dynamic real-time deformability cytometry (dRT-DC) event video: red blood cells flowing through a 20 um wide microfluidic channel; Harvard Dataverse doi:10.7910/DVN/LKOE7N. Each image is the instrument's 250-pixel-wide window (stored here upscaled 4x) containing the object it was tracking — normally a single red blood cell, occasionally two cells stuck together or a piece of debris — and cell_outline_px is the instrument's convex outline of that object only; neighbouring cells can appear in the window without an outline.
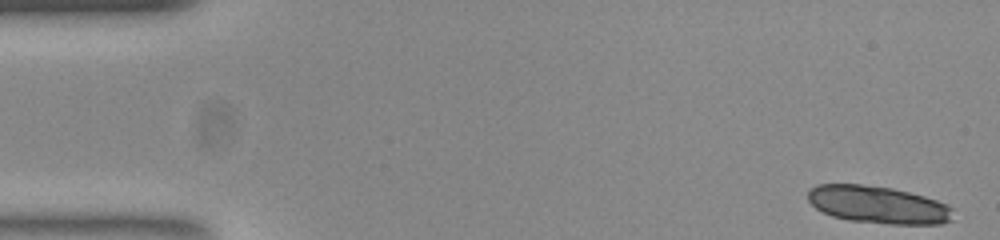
{"species": "common noctule bat (a hibernating species)", "species_latin": "Nyctalus noctula", "temperature_condition": "room temperature", "stored_images_in_passage": 53, "camera_frame_rate_fps": 3000, "um_per_image_px": 0.085, "animal": {"sex": "female", "body_mass_g": 23.0, "forearm_length_mm": 53.4}, "frame": {"image": 1, "passage_image": 1, "time_ms": 0.0, "image_size_px": [1000, 240], "cell_outline_px": [[952, 220], [940, 224], [892, 224], [848, 220], [832, 216], [816, 208], [808, 200], [808, 192], [816, 184], [860, 184], [892, 188], [924, 196], [948, 204], [952, 208]], "centroid_in_image_um": [74.64, 17.4], "position_along_channel_um": 10.4, "area_um2": 31.62}}
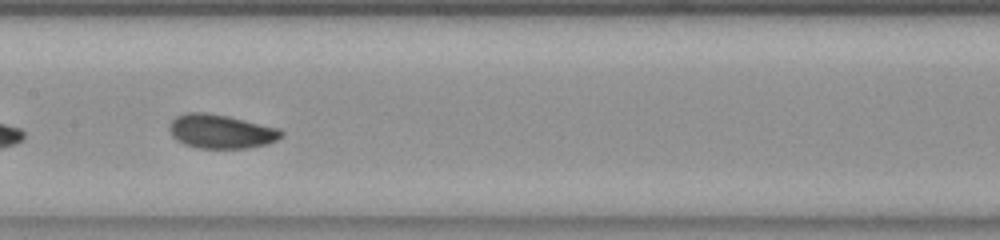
{"frame": {"image": 2, "passage_image": 26, "time_ms": 8.333, "image_size_px": [1000, 240], "cell_outline_px": [[284, 136], [268, 144], [248, 148], [200, 148], [188, 144], [172, 136], [172, 120], [176, 116], [184, 112], [204, 112], [228, 116], [280, 128], [284, 132]], "centroid_in_image_um": [18.87, 11.16], "position_along_channel_um": 188.5, "area_um2": 21.91}}
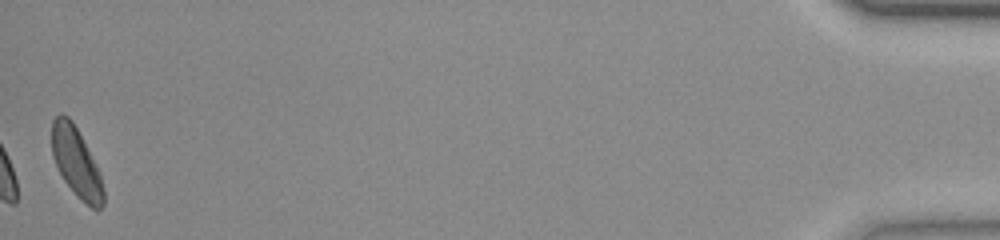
{"frame": {"image": 3, "passage_image": 53, "time_ms": 17.333, "image_size_px": [1000, 240], "cell_outline_px": [[104, 204], [100, 208], [92, 208], [64, 180], [56, 164], [52, 152], [52, 120], [60, 112], [68, 116], [72, 120], [100, 172], [104, 192]], "centroid_in_image_um": [6.48, 13.74], "position_along_channel_um": 428.7, "area_um2": 20.23}, "authors_computed_cell_mechanics": {"area_um2": 21.2704, "velocity_mm_per_s": 3.7683, "shape_relaxation_time_tau1_ms": 3.4083, "shape_relaxation_time_tau2_ms": 2.6549, "deformation_change_tau1": 0.1043, "deformation_change_tau2": 0.0791}}